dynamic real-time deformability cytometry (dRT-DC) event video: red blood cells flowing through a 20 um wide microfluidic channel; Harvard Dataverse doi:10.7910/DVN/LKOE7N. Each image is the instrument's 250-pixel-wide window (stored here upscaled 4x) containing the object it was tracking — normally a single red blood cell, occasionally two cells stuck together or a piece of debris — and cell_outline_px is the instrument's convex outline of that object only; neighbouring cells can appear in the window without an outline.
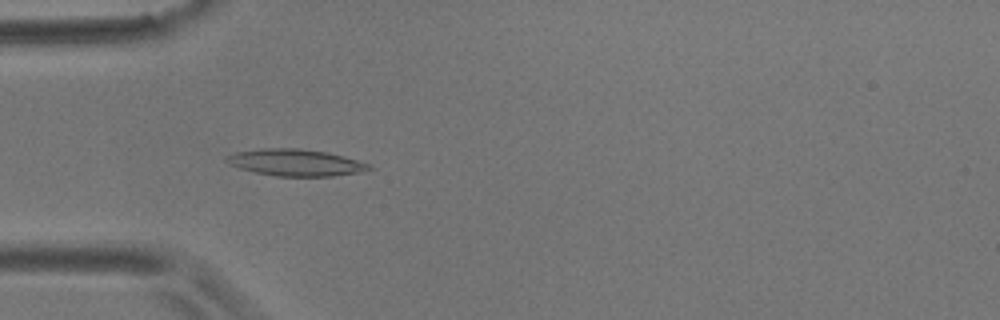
{"species": "common noctule bat (a hibernating species)", "species_latin": "Nyctalus noctula", "temperature_condition": "room temperature", "stored_images_in_passage": 2, "camera_frame_rate_fps": 3000, "um_per_image_px": 0.085, "animal": {"sex": "male", "body_mass_g": 17.9}, "frame": {"image": 1, "passage_image": 2, "time_ms": 1.333, "image_size_px": [1000, 320], "cell_outline_px": [[376, 168], [364, 172], [332, 176], [276, 176], [256, 172], [240, 168], [228, 164], [224, 160], [224, 156], [236, 152], [264, 148], [300, 148], [328, 152], [344, 156], [368, 164]], "centroid_in_image_um": [25.14, 13.81], "position_along_channel_um": 59.9, "area_um2": 22.37}}